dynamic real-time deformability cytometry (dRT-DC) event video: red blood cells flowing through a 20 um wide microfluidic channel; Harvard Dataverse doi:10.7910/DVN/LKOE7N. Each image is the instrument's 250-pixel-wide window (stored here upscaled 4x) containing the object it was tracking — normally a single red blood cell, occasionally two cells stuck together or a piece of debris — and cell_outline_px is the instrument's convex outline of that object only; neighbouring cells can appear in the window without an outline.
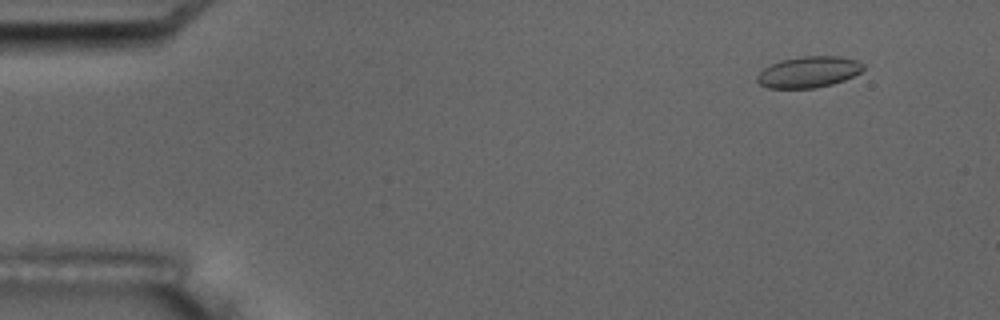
{"species": "common noctule bat (a hibernating species)", "species_latin": "Nyctalus noctula", "temperature_condition": "room temperature", "stored_images_in_passage": 6, "camera_frame_rate_fps": 3000, "um_per_image_px": 0.085, "animal": {"sex": "male", "body_mass_g": 17.5, "forearm_length_mm": 52.3}, "frame": {"image": 1, "passage_image": 2, "time_ms": 1.0, "image_size_px": [1000, 320], "cell_outline_px": [[864, 68], [860, 72], [844, 80], [832, 84], [816, 88], [768, 88], [760, 84], [756, 80], [756, 76], [764, 68], [780, 60], [800, 56], [840, 56], [856, 60], [864, 64]], "centroid_in_image_um": [68.73, 6.12], "position_along_channel_um": 16.3, "area_um2": 19.31}}